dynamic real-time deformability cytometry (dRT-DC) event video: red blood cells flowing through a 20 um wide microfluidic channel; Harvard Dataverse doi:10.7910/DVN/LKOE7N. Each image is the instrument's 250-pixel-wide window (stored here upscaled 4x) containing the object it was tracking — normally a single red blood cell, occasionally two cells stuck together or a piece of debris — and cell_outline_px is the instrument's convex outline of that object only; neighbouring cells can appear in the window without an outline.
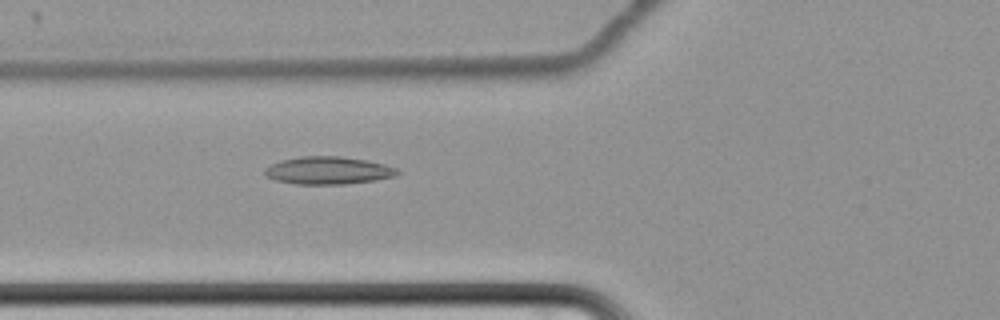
{"species": "common noctule bat (a hibernating species)", "species_latin": "Nyctalus noctula", "temperature_condition": "cold", "stored_images_in_passage": 63, "camera_frame_rate_fps": 3000, "um_per_image_px": 0.085, "animal": {"sex": "female", "body_mass_g": 22.7, "forearm_length_mm": 54.2}, "frame": {"image": 1, "passage_image": 26, "time_ms": 8.333, "image_size_px": [1000, 320], "cell_outline_px": [[400, 172], [396, 176], [376, 180], [344, 184], [296, 184], [276, 180], [264, 176], [264, 168], [280, 160], [300, 156], [340, 156], [364, 160], [384, 164], [396, 168]], "centroid_in_image_um": [27.87, 14.49], "position_along_channel_um": 97.9, "area_um2": 21.39}}
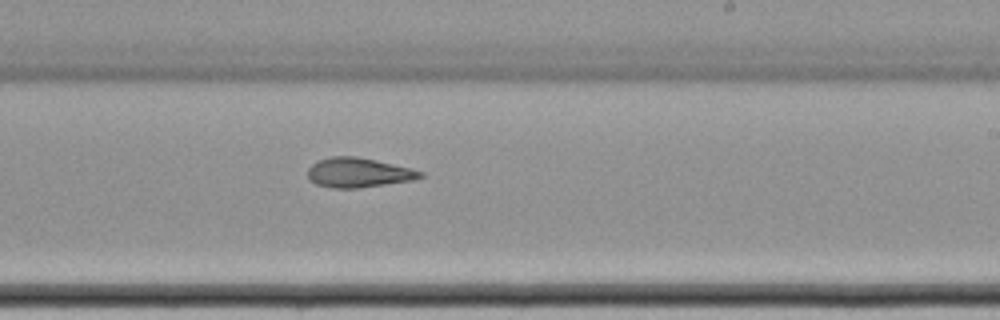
{"frame": {"image": 2, "passage_image": 40, "time_ms": 13.0, "image_size_px": [1000, 320], "cell_outline_px": [[424, 176], [412, 180], [360, 188], [332, 188], [316, 184], [308, 180], [308, 168], [312, 164], [320, 160], [332, 156], [356, 156], [376, 160], [424, 172]], "centroid_in_image_um": [30.43, 14.68], "position_along_channel_um": 258.6, "area_um2": 19.31}}
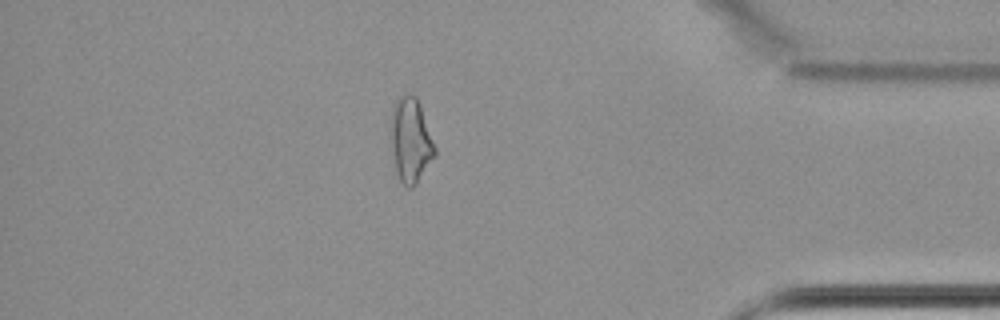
{"frame": {"image": 3, "passage_image": 55, "time_ms": 18.0, "image_size_px": [1000, 320], "cell_outline_px": [[436, 152], [412, 188], [408, 188], [400, 180], [396, 172], [388, 128], [392, 104], [404, 92], [412, 92], [416, 96], [420, 104], [436, 148]], "centroid_in_image_um": [34.85, 11.81], "position_along_channel_um": 400.4, "area_um2": 21.96}, "authors_computed_cell_mechanics": {"area_um2": 21.9062, "velocity_mm_per_s": 3.4418, "shape_relaxation_time_tau1_ms": null, "shape_relaxation_time_tau2_ms": 6.6893, "deformation_change_tau1": null, "deformation_change_tau2": 0.1413}}